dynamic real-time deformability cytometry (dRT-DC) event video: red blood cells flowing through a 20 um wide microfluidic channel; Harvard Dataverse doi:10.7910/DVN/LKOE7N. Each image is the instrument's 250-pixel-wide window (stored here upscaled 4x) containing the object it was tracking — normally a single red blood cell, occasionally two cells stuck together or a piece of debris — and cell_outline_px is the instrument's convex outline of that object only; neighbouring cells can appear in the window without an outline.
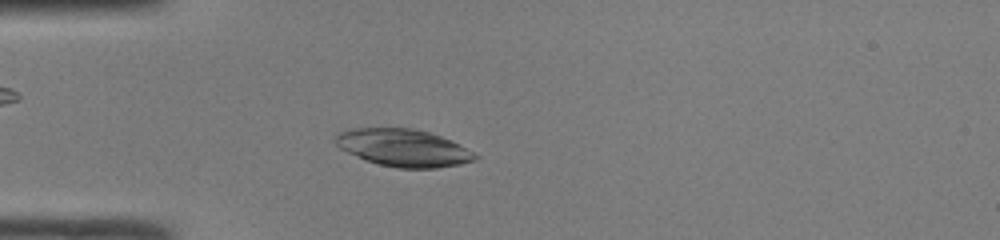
{"species": "common noctule bat (a hibernating species)", "species_latin": "Nyctalus noctula", "temperature_condition": "room temperature", "stored_images_in_passage": 47, "camera_frame_rate_fps": 3000, "um_per_image_px": 0.085, "animal": {"sex": "male", "body_mass_g": 19.0, "forearm_length_mm": 50.8}, "frame": {"image": 1, "passage_image": 13, "time_ms": 4.0, "image_size_px": [1000, 240], "cell_outline_px": [[480, 156], [476, 160], [460, 164], [436, 168], [396, 168], [380, 164], [368, 160], [348, 152], [340, 148], [332, 140], [340, 132], [352, 128], [412, 128], [428, 132], [452, 140], [460, 144]], "centroid_in_image_um": [34.32, 12.56], "position_along_channel_um": 50.7, "area_um2": 30.29}}
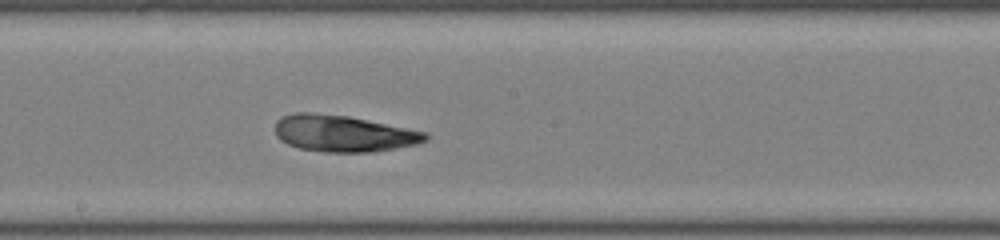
{"frame": {"image": 2, "passage_image": 26, "time_ms": 8.333, "image_size_px": [1000, 240], "cell_outline_px": [[428, 140], [420, 144], [372, 152], [324, 152], [300, 148], [288, 144], [280, 140], [276, 136], [276, 120], [284, 116], [296, 112], [308, 112], [348, 116], [428, 132]], "centroid_in_image_um": [29.22, 11.35], "position_along_channel_um": 219.0, "area_um2": 32.08}}
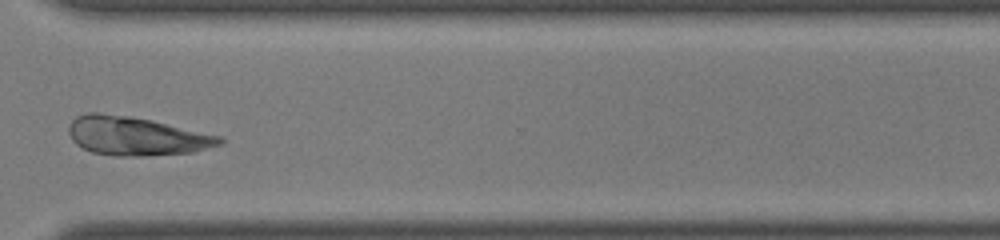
{"frame": {"image": 3, "passage_image": 36, "time_ms": 11.667, "image_size_px": [1000, 240], "cell_outline_px": [[224, 140], [220, 144], [192, 152], [144, 156], [112, 156], [92, 152], [76, 144], [72, 140], [68, 132], [68, 128], [72, 120], [76, 116], [84, 112], [96, 112], [128, 116], [152, 120], [224, 136]], "centroid_in_image_um": [11.56, 11.56], "position_along_channel_um": 359.0, "area_um2": 34.22}}